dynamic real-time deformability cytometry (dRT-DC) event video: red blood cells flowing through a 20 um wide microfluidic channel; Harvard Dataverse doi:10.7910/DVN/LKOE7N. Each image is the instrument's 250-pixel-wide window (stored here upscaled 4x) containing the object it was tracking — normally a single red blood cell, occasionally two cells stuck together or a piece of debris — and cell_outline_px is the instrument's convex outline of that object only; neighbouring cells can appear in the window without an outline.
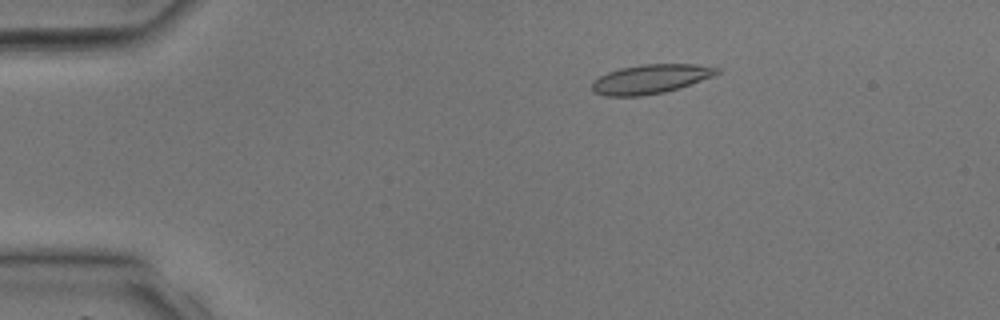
{"species": "common noctule bat (a hibernating species)", "species_latin": "Nyctalus noctula", "temperature_condition": "room temperature", "stored_images_in_passage": 5, "camera_frame_rate_fps": 3000, "um_per_image_px": 0.085, "animal": {"sex": "male", "body_mass_g": 17.9, "forearm_length_mm": 54.2}, "frame": {"image": 1, "passage_image": 4, "time_ms": 1.0, "image_size_px": [1000, 320], "cell_outline_px": [[720, 72], [712, 76], [680, 88], [664, 92], [640, 96], [604, 96], [596, 92], [592, 88], [592, 80], [608, 72], [620, 68], [644, 64], [696, 64], [720, 68]], "centroid_in_image_um": [55.29, 6.71], "position_along_channel_um": 29.7, "area_um2": 21.15}}